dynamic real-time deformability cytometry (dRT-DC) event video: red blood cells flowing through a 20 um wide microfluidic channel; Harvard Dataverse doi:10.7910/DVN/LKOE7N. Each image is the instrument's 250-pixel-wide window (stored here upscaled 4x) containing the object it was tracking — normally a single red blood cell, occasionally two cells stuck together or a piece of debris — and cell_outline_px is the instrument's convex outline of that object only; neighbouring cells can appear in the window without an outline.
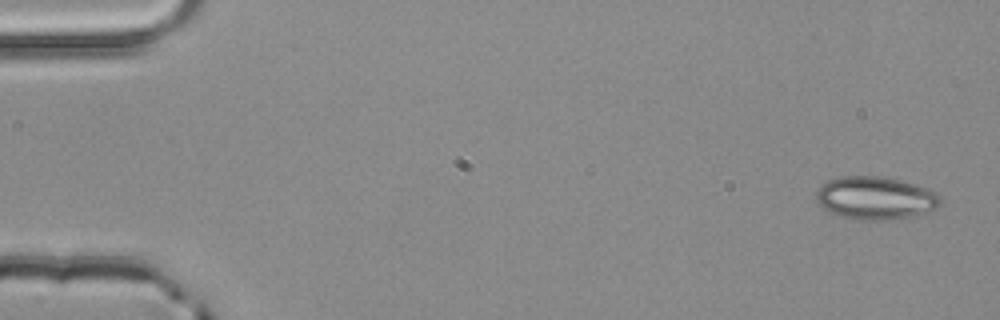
{"species": "common noctule bat (a hibernating species)", "species_latin": "Nyctalus noctula", "temperature_condition": "room temperature", "stored_images_in_passage": 3, "segment_of_instrument_passage": [2, 2], "camera_frame_rate_fps": 3000, "um_per_image_px": 0.085, "animal": {"sex": "male", "body_mass_g": 20.4}, "frame": {"image": 1, "passage_image": 3, "time_ms": 0.667, "image_size_px": [1000, 320], "cell_outline_px": [[940, 204], [936, 208], [908, 216], [884, 220], [860, 220], [840, 216], [824, 208], [816, 200], [816, 196], [820, 188], [828, 180], [840, 176], [884, 176], [916, 184], [936, 192], [940, 196]], "centroid_in_image_um": [74.41, 16.81], "position_along_channel_um": 10.6, "area_um2": 30.63}}